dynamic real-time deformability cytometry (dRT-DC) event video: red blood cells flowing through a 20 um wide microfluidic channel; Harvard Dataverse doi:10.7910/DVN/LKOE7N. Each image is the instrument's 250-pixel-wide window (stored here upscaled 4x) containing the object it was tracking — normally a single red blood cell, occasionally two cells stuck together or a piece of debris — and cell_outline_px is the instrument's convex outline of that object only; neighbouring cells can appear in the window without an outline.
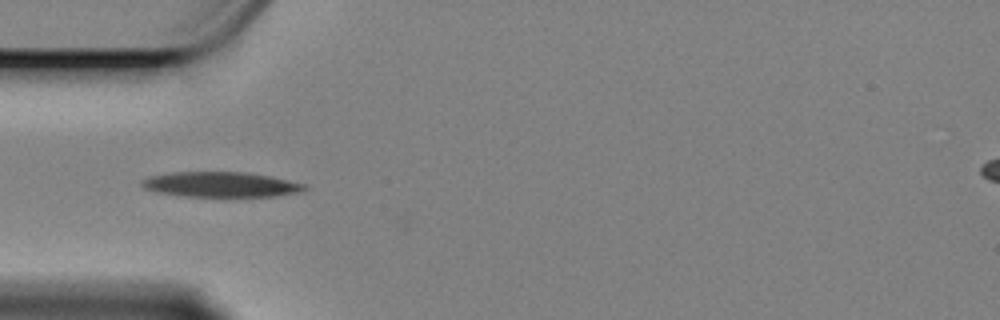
{"species": "Egyptian fruit bat (a non-hibernating species)", "species_latin": "Rousettus aegyptiacus", "temperature_condition": "cold", "stored_images_in_passage": 5, "camera_frame_rate_fps": 3000, "um_per_image_px": 0.085, "animal": {"sex": "female"}, "frame": {"image": 1, "passage_image": 2, "time_ms": 0.333, "image_size_px": [1000, 320], "cell_outline_px": [[308, 188], [304, 192], [276, 196], [224, 200], [184, 196], [156, 192], [144, 188], [140, 184], [140, 180], [148, 176], [172, 172], [244, 172], [272, 176], [308, 184]], "centroid_in_image_um": [18.84, 15.73], "position_along_channel_um": 66.2, "area_um2": 25.49}}